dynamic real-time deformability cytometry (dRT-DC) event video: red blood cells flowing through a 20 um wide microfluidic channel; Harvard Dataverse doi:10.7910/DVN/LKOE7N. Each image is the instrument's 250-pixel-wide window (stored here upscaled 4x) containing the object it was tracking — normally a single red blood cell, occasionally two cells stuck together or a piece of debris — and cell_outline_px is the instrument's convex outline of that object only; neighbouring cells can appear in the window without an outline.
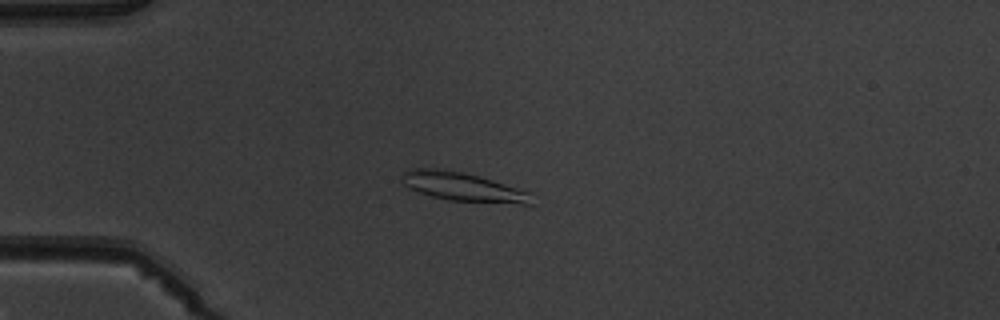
{"species": "common noctule bat (a hibernating species)", "species_latin": "Nyctalus noctula", "temperature_condition": "warm", "stored_images_in_passage": 6, "camera_frame_rate_fps": 3000, "um_per_image_px": 0.085, "animal": {"sex": "male", "body_mass_g": 19.5, "forearm_length_mm": 54.6}, "frame": {"image": 1, "passage_image": 4, "time_ms": 3.333, "image_size_px": [1000, 320], "cell_outline_px": [[532, 204], [524, 204], [448, 200], [432, 196], [420, 192], [404, 184], [400, 180], [404, 172], [412, 168], [436, 168], [464, 172], [480, 176], [532, 192]], "centroid_in_image_um": [39.39, 15.87], "position_along_channel_um": 45.6, "area_um2": 21.73}}